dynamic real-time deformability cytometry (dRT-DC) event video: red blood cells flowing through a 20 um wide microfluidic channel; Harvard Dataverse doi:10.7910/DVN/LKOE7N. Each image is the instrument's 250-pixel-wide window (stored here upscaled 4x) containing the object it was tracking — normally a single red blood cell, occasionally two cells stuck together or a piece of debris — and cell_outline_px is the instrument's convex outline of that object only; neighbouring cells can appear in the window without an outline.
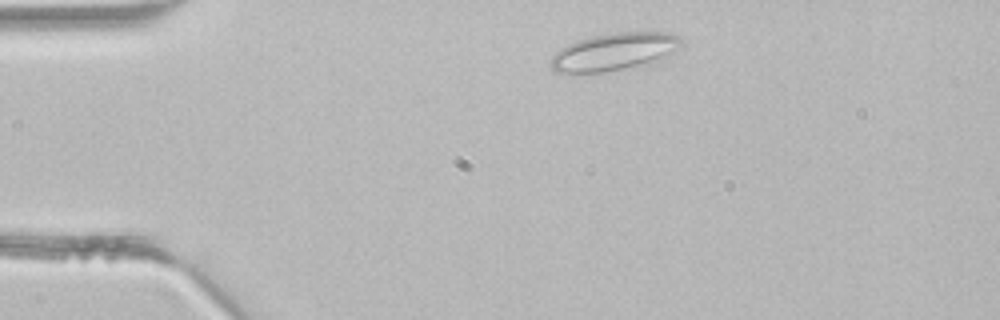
{"species": "common noctule bat (a hibernating species)", "species_latin": "Nyctalus noctula", "temperature_condition": "room temperature", "stored_images_in_passage": 2, "camera_frame_rate_fps": 3000, "um_per_image_px": 0.085, "animal": {"sex": "male", "body_mass_g": 21.5, "forearm_length_mm": 52.0}, "frame": {"image": 1, "passage_image": 1, "time_ms": 0.0, "image_size_px": [1000, 320], "cell_outline_px": [[684, 44], [664, 60], [648, 64], [604, 72], [552, 72], [548, 64], [552, 56], [560, 48], [576, 40], [592, 36], [616, 32], [664, 32], [680, 36], [684, 40]], "centroid_in_image_um": [52.25, 4.4], "position_along_channel_um": 32.8, "area_um2": 29.07}}